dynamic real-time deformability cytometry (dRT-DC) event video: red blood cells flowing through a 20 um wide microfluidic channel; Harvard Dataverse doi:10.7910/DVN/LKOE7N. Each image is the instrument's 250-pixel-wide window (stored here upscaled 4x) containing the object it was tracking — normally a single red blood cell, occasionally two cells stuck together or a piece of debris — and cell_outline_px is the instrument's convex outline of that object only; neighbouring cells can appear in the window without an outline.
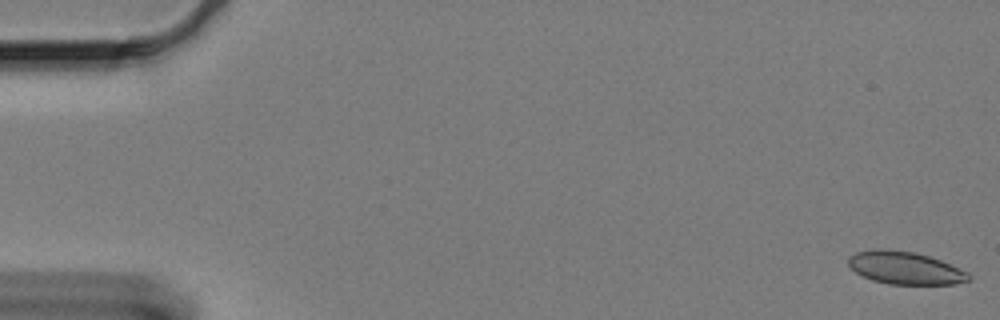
{"species": "Egyptian fruit bat (a non-hibernating species)", "species_latin": "Rousettus aegyptiacus", "temperature_condition": "cold", "stored_images_in_passage": 8, "camera_frame_rate_fps": 3000, "um_per_image_px": 0.085, "animal": {"sex": "female"}, "frame": {"image": 1, "passage_image": 1, "time_ms": 0.0, "image_size_px": [1000, 320], "cell_outline_px": [[972, 280], [956, 284], [888, 284], [872, 280], [856, 272], [848, 264], [848, 256], [856, 252], [872, 248], [880, 248], [916, 252], [940, 260], [968, 272], [972, 276]], "centroid_in_image_um": [76.94, 22.77], "position_along_channel_um": 8.1, "area_um2": 23.06}}